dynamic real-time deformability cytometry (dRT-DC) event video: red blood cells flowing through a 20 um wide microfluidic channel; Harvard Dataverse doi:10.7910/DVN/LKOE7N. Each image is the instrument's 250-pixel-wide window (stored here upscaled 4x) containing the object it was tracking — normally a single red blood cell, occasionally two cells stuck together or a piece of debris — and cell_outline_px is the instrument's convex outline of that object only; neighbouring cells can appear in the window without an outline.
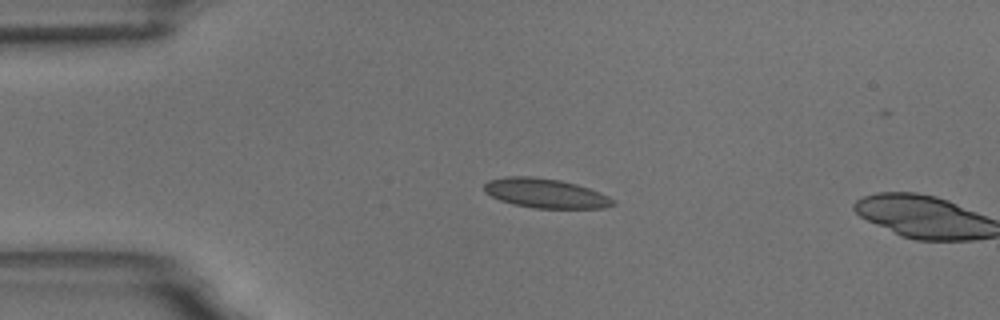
{"species": "common noctule bat (a hibernating species)", "species_latin": "Nyctalus noctula", "temperature_condition": "room temperature", "stored_images_in_passage": 3, "camera_frame_rate_fps": 3000, "um_per_image_px": 0.085, "animal": {"sex": "male", "body_mass_g": 18.8}, "frame": {"image": 1, "passage_image": 2, "time_ms": 1.0, "image_size_px": [1000, 320], "cell_outline_px": [[616, 204], [604, 208], [536, 208], [512, 204], [500, 200], [484, 192], [484, 184], [488, 180], [504, 176], [532, 176], [560, 180], [576, 184], [600, 192], [616, 200]], "centroid_in_image_um": [46.36, 16.42], "position_along_channel_um": 38.6, "area_um2": 22.2}}